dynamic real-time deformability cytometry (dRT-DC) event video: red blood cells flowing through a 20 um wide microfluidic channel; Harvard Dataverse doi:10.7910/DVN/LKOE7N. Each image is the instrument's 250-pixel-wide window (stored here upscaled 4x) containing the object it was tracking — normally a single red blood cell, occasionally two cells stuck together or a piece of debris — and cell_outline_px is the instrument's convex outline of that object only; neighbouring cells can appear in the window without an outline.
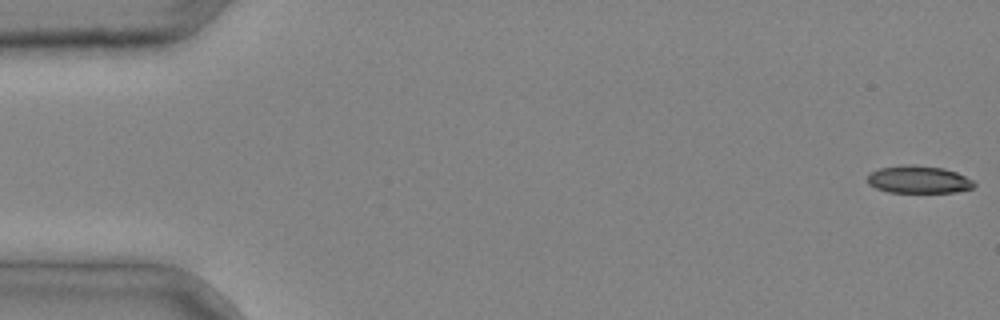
{"species": "common noctule bat (a hibernating species)", "species_latin": "Nyctalus noctula", "temperature_condition": "cold", "stored_images_in_passage": 5, "segment_of_instrument_passage": [1, 2], "camera_frame_rate_fps": 3000, "um_per_image_px": 0.085, "animal": {"sex": "male", "body_mass_g": 20.4}, "frame": {"image": 1, "passage_image": 1, "time_ms": 0.0, "image_size_px": [1000, 320], "cell_outline_px": [[976, 184], [972, 188], [956, 192], [888, 192], [876, 188], [868, 184], [868, 176], [872, 172], [880, 168], [904, 164], [912, 164], [944, 168], [956, 172], [972, 180]], "centroid_in_image_um": [78.08, 15.25], "position_along_channel_um": 6.9, "area_um2": 17.05}}